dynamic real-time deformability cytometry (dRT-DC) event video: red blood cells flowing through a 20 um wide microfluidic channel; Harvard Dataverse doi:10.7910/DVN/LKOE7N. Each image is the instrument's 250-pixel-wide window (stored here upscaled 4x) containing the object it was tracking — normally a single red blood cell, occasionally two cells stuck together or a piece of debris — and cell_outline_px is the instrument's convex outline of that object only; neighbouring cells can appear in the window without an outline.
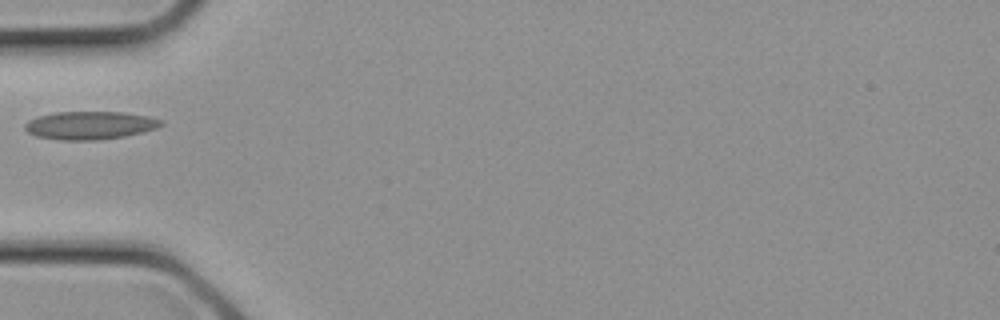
{"species": "common noctule bat (a hibernating species)", "species_latin": "Nyctalus noctula", "temperature_condition": "cold", "stored_images_in_passage": 17, "camera_frame_rate_fps": 3000, "um_per_image_px": 0.085, "animal": {"sex": "female", "body_mass_g": 21.9}, "frame": {"image": 1, "passage_image": 1, "time_ms": 0.0, "image_size_px": [1000, 320], "cell_outline_px": [[164, 124], [156, 128], [144, 132], [124, 136], [96, 140], [60, 140], [36, 136], [28, 132], [24, 128], [24, 124], [28, 120], [40, 116], [56, 112], [124, 112], [148, 116], [164, 120]], "centroid_in_image_um": [7.67, 10.65], "position_along_channel_um": 77.3, "area_um2": 22.31}}
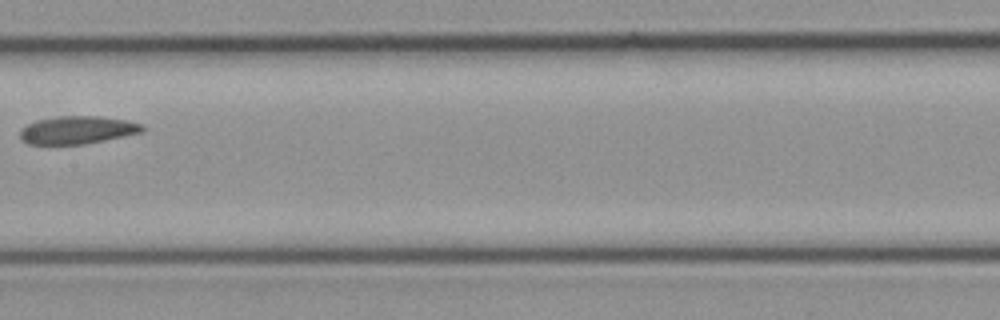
{"frame": {"image": 2, "passage_image": 6, "time_ms": 1.667, "image_size_px": [1000, 320], "cell_outline_px": [[144, 132], [84, 144], [28, 144], [20, 140], [20, 128], [36, 120], [56, 116], [100, 116], [128, 120], [144, 124]], "centroid_in_image_um": [6.58, 11.04], "position_along_channel_um": 200.8, "area_um2": 20.06}}
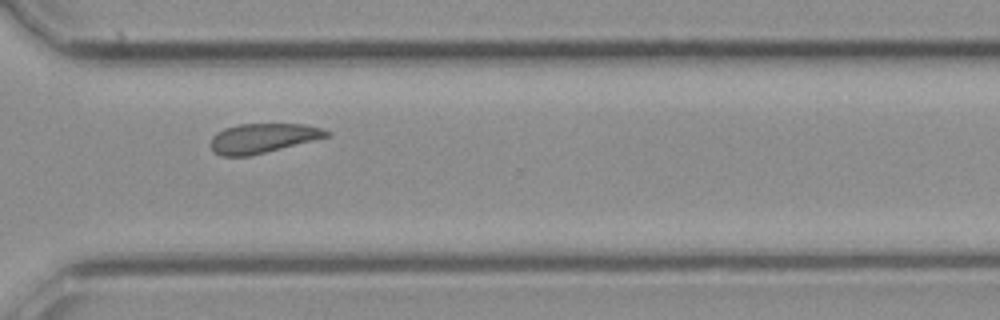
{"frame": {"image": 3, "passage_image": 12, "time_ms": 3.667, "image_size_px": [1000, 320], "cell_outline_px": [[332, 136], [248, 156], [220, 156], [212, 152], [208, 144], [212, 136], [216, 132], [224, 128], [240, 124], [304, 124], [324, 128], [332, 132]], "centroid_in_image_um": [22.33, 11.74], "position_along_channel_um": 348.3, "area_um2": 20.29}}